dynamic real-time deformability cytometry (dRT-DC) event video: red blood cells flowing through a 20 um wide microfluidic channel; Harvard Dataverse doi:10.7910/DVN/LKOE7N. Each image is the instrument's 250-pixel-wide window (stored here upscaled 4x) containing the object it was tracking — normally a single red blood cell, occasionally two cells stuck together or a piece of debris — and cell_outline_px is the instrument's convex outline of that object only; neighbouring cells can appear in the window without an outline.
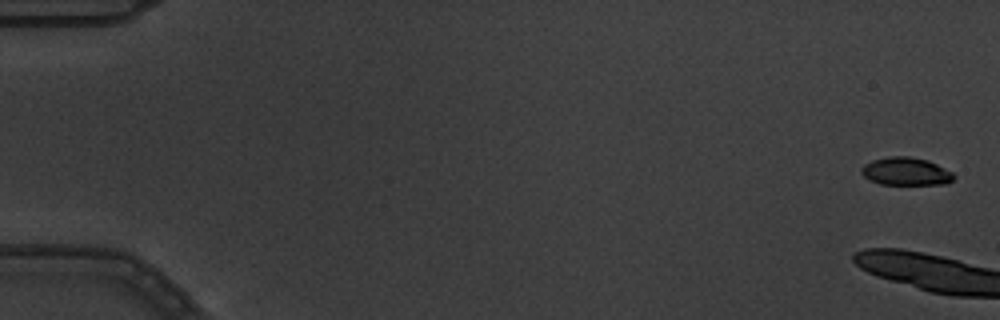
{"species": "common noctule bat (a hibernating species)", "species_latin": "Nyctalus noctula", "temperature_condition": "warm", "stored_images_in_passage": 3, "camera_frame_rate_fps": 3000, "um_per_image_px": 0.085, "animal": {"sex": "male", "body_mass_g": 19.5, "forearm_length_mm": 54.6}, "frame": {"image": 1, "passage_image": 1, "time_ms": 0.0, "image_size_px": [1000, 320], "cell_outline_px": [[956, 176], [948, 184], [880, 184], [868, 180], [860, 172], [860, 168], [864, 164], [872, 160], [888, 156], [908, 156], [928, 160], [952, 172]], "centroid_in_image_um": [76.97, 14.57], "position_along_channel_um": 8.0, "area_um2": 15.14}}